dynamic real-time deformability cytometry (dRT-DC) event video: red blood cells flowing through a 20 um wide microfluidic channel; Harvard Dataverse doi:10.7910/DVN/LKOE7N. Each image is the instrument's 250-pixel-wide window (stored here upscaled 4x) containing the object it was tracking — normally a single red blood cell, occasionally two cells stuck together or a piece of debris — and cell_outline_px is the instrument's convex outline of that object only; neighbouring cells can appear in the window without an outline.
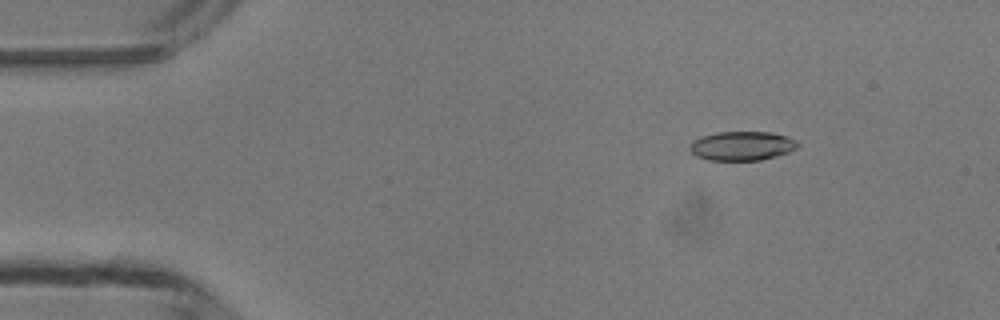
{"species": "common noctule bat (a hibernating species)", "species_latin": "Nyctalus noctula", "temperature_condition": "room temperature", "stored_images_in_passage": 4, "camera_frame_rate_fps": 3000, "um_per_image_px": 0.085, "animal": {"sex": "male", "body_mass_g": 13.3}, "frame": {"image": 1, "passage_image": 2, "time_ms": 1.0, "image_size_px": [1000, 320], "cell_outline_px": [[800, 144], [796, 148], [788, 152], [776, 156], [760, 160], [708, 160], [696, 156], [688, 148], [692, 140], [700, 136], [716, 132], [772, 132], [788, 136], [796, 140]], "centroid_in_image_um": [63.05, 12.39], "position_along_channel_um": 21.9, "area_um2": 18.5}}